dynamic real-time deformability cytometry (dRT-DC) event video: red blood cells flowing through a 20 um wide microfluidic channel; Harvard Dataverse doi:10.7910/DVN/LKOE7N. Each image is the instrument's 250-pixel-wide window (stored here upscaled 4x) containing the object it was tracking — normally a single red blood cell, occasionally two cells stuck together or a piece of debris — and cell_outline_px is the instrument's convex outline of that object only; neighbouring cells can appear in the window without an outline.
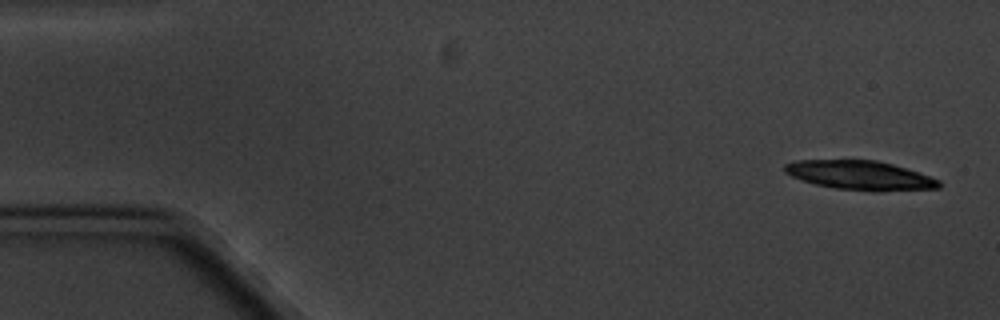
{"species": "common noctule bat (a hibernating species)", "species_latin": "Nyctalus noctula", "temperature_condition": "cold", "stored_images_in_passage": 4, "camera_frame_rate_fps": 3000, "um_per_image_px": 0.085, "animal": {"sex": "male", "body_mass_g": 20.1, "forearm_length_mm": 53.5}, "frame": {"image": 1, "passage_image": 1, "time_ms": 0.0, "image_size_px": [1000, 320], "cell_outline_px": [[940, 188], [836, 188], [816, 184], [792, 176], [784, 172], [784, 164], [796, 160], [876, 160], [892, 164], [920, 172], [940, 180]], "centroid_in_image_um": [73.02, 14.83], "position_along_channel_um": 12.0, "area_um2": 24.74}}